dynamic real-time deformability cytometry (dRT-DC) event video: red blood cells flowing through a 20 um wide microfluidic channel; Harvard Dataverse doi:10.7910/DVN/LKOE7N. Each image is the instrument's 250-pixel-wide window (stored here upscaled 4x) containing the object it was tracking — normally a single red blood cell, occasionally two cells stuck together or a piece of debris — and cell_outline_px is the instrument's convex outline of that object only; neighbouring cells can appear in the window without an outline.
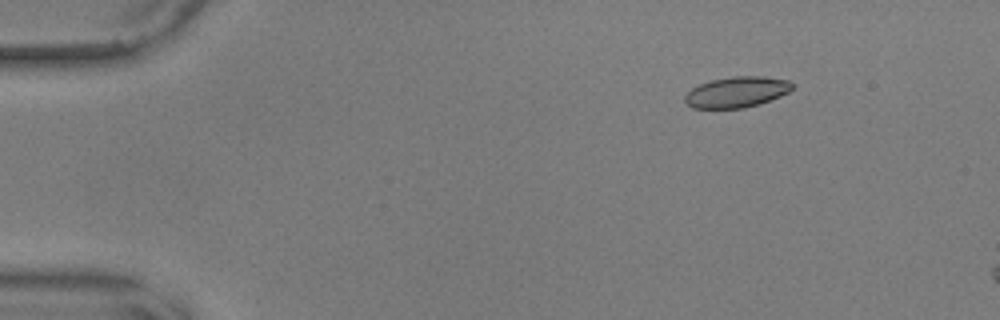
{"species": "common noctule bat (a hibernating species)", "species_latin": "Nyctalus noctula", "temperature_condition": "warm", "stored_images_in_passage": 7, "camera_frame_rate_fps": 3000, "um_per_image_px": 0.085, "animal": {"sex": "male", "body_mass_g": 17.9, "forearm_length_mm": 54.2}, "frame": {"image": 1, "passage_image": 1, "time_ms": 0.0, "image_size_px": [1000, 320], "cell_outline_px": [[792, 88], [788, 92], [780, 96], [760, 104], [744, 108], [692, 108], [684, 100], [684, 96], [692, 88], [700, 84], [712, 80], [732, 76], [764, 76], [788, 80], [792, 84]], "centroid_in_image_um": [62.62, 7.82], "position_along_channel_um": 22.4, "area_um2": 19.19}}